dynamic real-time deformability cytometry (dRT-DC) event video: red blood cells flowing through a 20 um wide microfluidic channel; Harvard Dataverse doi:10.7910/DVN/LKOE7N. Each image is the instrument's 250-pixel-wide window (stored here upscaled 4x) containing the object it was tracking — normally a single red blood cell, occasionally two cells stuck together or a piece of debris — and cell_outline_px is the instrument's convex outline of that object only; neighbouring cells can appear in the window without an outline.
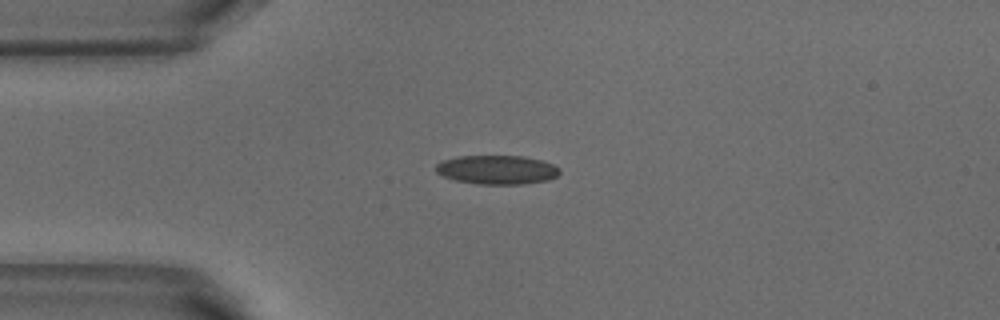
{"species": "common noctule bat (a hibernating species)", "species_latin": "Nyctalus noctula", "temperature_condition": "warm", "stored_images_in_passage": 5, "camera_frame_rate_fps": 3000, "um_per_image_px": 0.085, "animal": {"sex": "male", "body_mass_g": 18.8}, "frame": {"image": 1, "passage_image": 2, "time_ms": 0.333, "image_size_px": [1000, 320], "cell_outline_px": [[560, 172], [556, 176], [548, 180], [524, 184], [480, 184], [456, 180], [444, 176], [436, 172], [436, 164], [440, 160], [456, 156], [524, 156], [544, 160], [560, 168]], "centroid_in_image_um": [42.25, 14.42], "position_along_channel_um": 42.8, "area_um2": 21.04}}
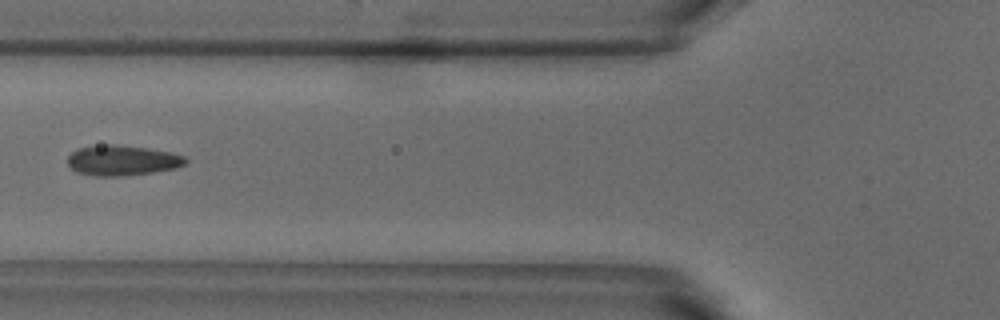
{"frame": {"image": 2, "passage_image": 4, "time_ms": 1.0, "image_size_px": [1000, 320], "cell_outline_px": [[188, 160], [184, 164], [176, 168], [152, 172], [120, 176], [96, 176], [80, 172], [72, 168], [68, 164], [68, 156], [76, 148], [108, 144], [116, 144], [148, 148], [168, 152], [184, 156]], "centroid_in_image_um": [10.39, 13.62], "position_along_channel_um": 115.4, "area_um2": 20.58}}